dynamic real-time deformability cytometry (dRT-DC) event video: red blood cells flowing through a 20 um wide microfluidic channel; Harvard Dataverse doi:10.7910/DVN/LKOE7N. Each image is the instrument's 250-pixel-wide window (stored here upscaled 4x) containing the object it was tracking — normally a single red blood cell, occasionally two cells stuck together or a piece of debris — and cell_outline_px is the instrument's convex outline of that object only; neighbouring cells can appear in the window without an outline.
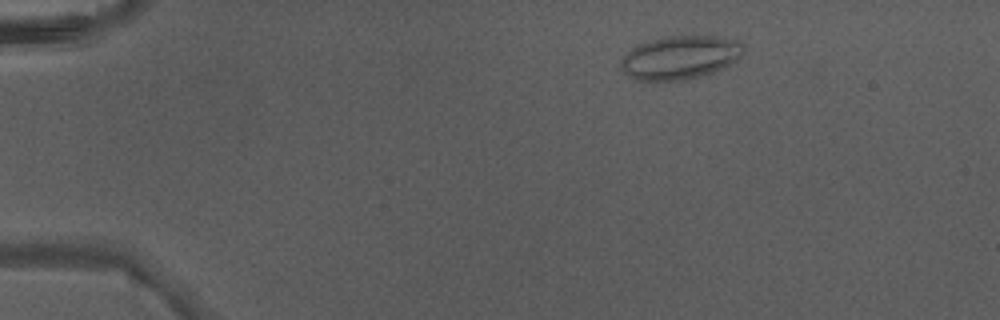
{"species": "Egyptian fruit bat (a non-hibernating species)", "species_latin": "Rousettus aegyptiacus", "temperature_condition": "warm", "stored_images_in_passage": 4, "camera_frame_rate_fps": 3000, "um_per_image_px": 0.085, "animal": {"sex": "male"}, "frame": {"image": 1, "passage_image": 2, "time_ms": 0.333, "image_size_px": [1000, 320], "cell_outline_px": [[744, 52], [740, 56], [728, 64], [712, 72], [684, 80], [636, 80], [628, 76], [624, 72], [620, 64], [620, 60], [632, 48], [640, 44], [660, 36], [712, 36], [736, 40], [744, 44]], "centroid_in_image_um": [57.77, 4.87], "position_along_channel_um": 27.2, "area_um2": 30.69}}